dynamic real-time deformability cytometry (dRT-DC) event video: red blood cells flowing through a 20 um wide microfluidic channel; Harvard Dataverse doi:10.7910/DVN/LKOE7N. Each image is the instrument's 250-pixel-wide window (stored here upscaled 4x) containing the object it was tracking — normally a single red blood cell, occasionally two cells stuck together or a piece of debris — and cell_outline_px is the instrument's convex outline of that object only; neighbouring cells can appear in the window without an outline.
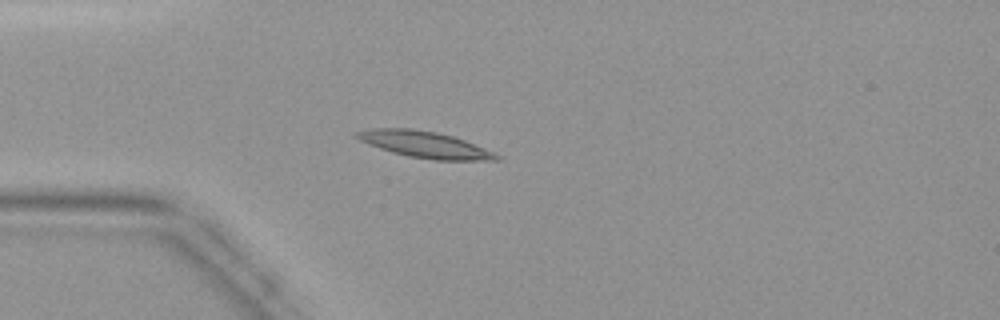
{"species": "common noctule bat (a hibernating species)", "species_latin": "Nyctalus noctula", "temperature_condition": "warm", "stored_images_in_passage": 45, "camera_frame_rate_fps": 3000, "um_per_image_px": 0.085, "animal": {"sex": "female", "body_mass_g": 19.9}, "frame": {"image": 1, "passage_image": 12, "time_ms": 3.667, "image_size_px": [1000, 320], "cell_outline_px": [[500, 160], [436, 160], [408, 156], [392, 152], [368, 144], [360, 140], [352, 132], [372, 128], [412, 128], [436, 132], [452, 136], [464, 140], [484, 148], [500, 156]], "centroid_in_image_um": [36.06, 12.28], "position_along_channel_um": 48.9, "area_um2": 21.33}}
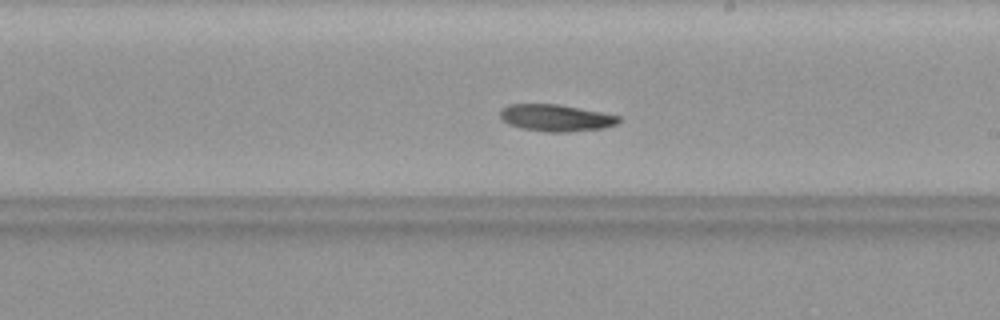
{"frame": {"image": 2, "passage_image": 26, "time_ms": 8.333, "image_size_px": [1000, 320], "cell_outline_px": [[620, 120], [616, 124], [604, 128], [568, 132], [548, 132], [520, 128], [508, 124], [500, 116], [500, 108], [508, 104], [560, 104], [620, 116]], "centroid_in_image_um": [47.23, 10.01], "position_along_channel_um": 241.8, "area_um2": 18.61}}
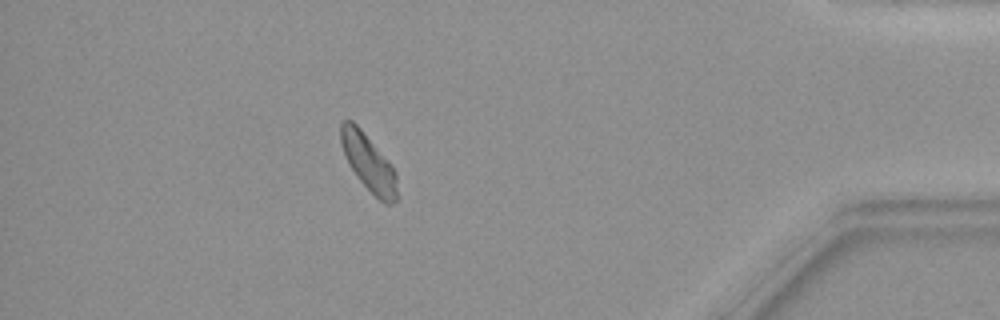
{"frame": {"image": 3, "passage_image": 40, "time_ms": 13.0, "image_size_px": [1000, 320], "cell_outline_px": [[396, 200], [392, 204], [384, 204], [356, 176], [344, 152], [340, 140], [340, 124], [344, 120], [352, 120], [360, 128], [388, 160], [396, 172]], "centroid_in_image_um": [31.33, 13.81], "position_along_channel_um": 403.9, "area_um2": 18.15}}